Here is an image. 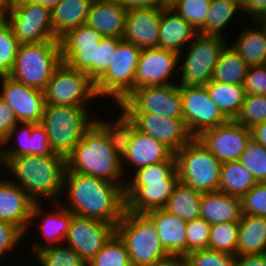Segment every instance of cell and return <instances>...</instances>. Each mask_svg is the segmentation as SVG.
I'll use <instances>...</instances> for the list:
<instances>
[{
    "instance_id": "6da1fadb",
    "label": "cell",
    "mask_w": 266,
    "mask_h": 266,
    "mask_svg": "<svg viewBox=\"0 0 266 266\" xmlns=\"http://www.w3.org/2000/svg\"><path fill=\"white\" fill-rule=\"evenodd\" d=\"M64 188L70 200L65 208L73 215L114 226L124 215L125 190L120 184L66 169Z\"/></svg>"
},
{
    "instance_id": "30bf717a",
    "label": "cell",
    "mask_w": 266,
    "mask_h": 266,
    "mask_svg": "<svg viewBox=\"0 0 266 266\" xmlns=\"http://www.w3.org/2000/svg\"><path fill=\"white\" fill-rule=\"evenodd\" d=\"M7 22L20 44L59 41L54 34L51 9L27 1H12Z\"/></svg>"
},
{
    "instance_id": "5bb4252c",
    "label": "cell",
    "mask_w": 266,
    "mask_h": 266,
    "mask_svg": "<svg viewBox=\"0 0 266 266\" xmlns=\"http://www.w3.org/2000/svg\"><path fill=\"white\" fill-rule=\"evenodd\" d=\"M103 36L87 24L68 30L59 38L62 62L84 72L93 81V64L95 63V46Z\"/></svg>"
},
{
    "instance_id": "681fc988",
    "label": "cell",
    "mask_w": 266,
    "mask_h": 266,
    "mask_svg": "<svg viewBox=\"0 0 266 266\" xmlns=\"http://www.w3.org/2000/svg\"><path fill=\"white\" fill-rule=\"evenodd\" d=\"M186 258L188 266H236V256L212 249L191 252Z\"/></svg>"
},
{
    "instance_id": "2e32d148",
    "label": "cell",
    "mask_w": 266,
    "mask_h": 266,
    "mask_svg": "<svg viewBox=\"0 0 266 266\" xmlns=\"http://www.w3.org/2000/svg\"><path fill=\"white\" fill-rule=\"evenodd\" d=\"M251 137L250 128L234 120L204 131L197 138L221 162L239 160Z\"/></svg>"
},
{
    "instance_id": "ab89813d",
    "label": "cell",
    "mask_w": 266,
    "mask_h": 266,
    "mask_svg": "<svg viewBox=\"0 0 266 266\" xmlns=\"http://www.w3.org/2000/svg\"><path fill=\"white\" fill-rule=\"evenodd\" d=\"M55 213L52 212L43 216L42 224L37 226L41 228V232L46 241L50 242L48 245H55L57 242L64 241L69 231L70 223L72 220L73 214L65 208V206H56Z\"/></svg>"
},
{
    "instance_id": "f907efd6",
    "label": "cell",
    "mask_w": 266,
    "mask_h": 266,
    "mask_svg": "<svg viewBox=\"0 0 266 266\" xmlns=\"http://www.w3.org/2000/svg\"><path fill=\"white\" fill-rule=\"evenodd\" d=\"M242 214L266 217V182L256 183L241 197Z\"/></svg>"
},
{
    "instance_id": "83f0119b",
    "label": "cell",
    "mask_w": 266,
    "mask_h": 266,
    "mask_svg": "<svg viewBox=\"0 0 266 266\" xmlns=\"http://www.w3.org/2000/svg\"><path fill=\"white\" fill-rule=\"evenodd\" d=\"M266 254V217L242 214L236 256Z\"/></svg>"
},
{
    "instance_id": "cb8c5ba5",
    "label": "cell",
    "mask_w": 266,
    "mask_h": 266,
    "mask_svg": "<svg viewBox=\"0 0 266 266\" xmlns=\"http://www.w3.org/2000/svg\"><path fill=\"white\" fill-rule=\"evenodd\" d=\"M153 221L160 241L170 255L187 256V221L168 213L165 209H153L145 212Z\"/></svg>"
},
{
    "instance_id": "f6af8a7d",
    "label": "cell",
    "mask_w": 266,
    "mask_h": 266,
    "mask_svg": "<svg viewBox=\"0 0 266 266\" xmlns=\"http://www.w3.org/2000/svg\"><path fill=\"white\" fill-rule=\"evenodd\" d=\"M234 121L250 129L254 125L266 121V95L246 94Z\"/></svg>"
},
{
    "instance_id": "44dd1931",
    "label": "cell",
    "mask_w": 266,
    "mask_h": 266,
    "mask_svg": "<svg viewBox=\"0 0 266 266\" xmlns=\"http://www.w3.org/2000/svg\"><path fill=\"white\" fill-rule=\"evenodd\" d=\"M162 9L136 8L126 16L123 40L141 49L158 48Z\"/></svg>"
},
{
    "instance_id": "f5cc1de1",
    "label": "cell",
    "mask_w": 266,
    "mask_h": 266,
    "mask_svg": "<svg viewBox=\"0 0 266 266\" xmlns=\"http://www.w3.org/2000/svg\"><path fill=\"white\" fill-rule=\"evenodd\" d=\"M243 86L246 94L266 95V65L250 66Z\"/></svg>"
},
{
    "instance_id": "8fae6325",
    "label": "cell",
    "mask_w": 266,
    "mask_h": 266,
    "mask_svg": "<svg viewBox=\"0 0 266 266\" xmlns=\"http://www.w3.org/2000/svg\"><path fill=\"white\" fill-rule=\"evenodd\" d=\"M97 97L94 82L84 72L62 62L44 90L45 104L86 107L87 101Z\"/></svg>"
},
{
    "instance_id": "9a60e30c",
    "label": "cell",
    "mask_w": 266,
    "mask_h": 266,
    "mask_svg": "<svg viewBox=\"0 0 266 266\" xmlns=\"http://www.w3.org/2000/svg\"><path fill=\"white\" fill-rule=\"evenodd\" d=\"M115 232L112 224L73 215L65 240L88 263Z\"/></svg>"
},
{
    "instance_id": "836d02e7",
    "label": "cell",
    "mask_w": 266,
    "mask_h": 266,
    "mask_svg": "<svg viewBox=\"0 0 266 266\" xmlns=\"http://www.w3.org/2000/svg\"><path fill=\"white\" fill-rule=\"evenodd\" d=\"M256 183L251 172L239 160L222 163L219 184L220 192L241 198Z\"/></svg>"
},
{
    "instance_id": "7bdbcfd3",
    "label": "cell",
    "mask_w": 266,
    "mask_h": 266,
    "mask_svg": "<svg viewBox=\"0 0 266 266\" xmlns=\"http://www.w3.org/2000/svg\"><path fill=\"white\" fill-rule=\"evenodd\" d=\"M239 161L252 174L257 183L266 182V147L252 137L245 144V151Z\"/></svg>"
},
{
    "instance_id": "680465c9",
    "label": "cell",
    "mask_w": 266,
    "mask_h": 266,
    "mask_svg": "<svg viewBox=\"0 0 266 266\" xmlns=\"http://www.w3.org/2000/svg\"><path fill=\"white\" fill-rule=\"evenodd\" d=\"M152 266H188L186 256L168 255L156 261Z\"/></svg>"
},
{
    "instance_id": "c3c4849f",
    "label": "cell",
    "mask_w": 266,
    "mask_h": 266,
    "mask_svg": "<svg viewBox=\"0 0 266 266\" xmlns=\"http://www.w3.org/2000/svg\"><path fill=\"white\" fill-rule=\"evenodd\" d=\"M122 39L103 37L98 46H95V63L93 64V82L95 83L109 68L117 51L118 43Z\"/></svg>"
},
{
    "instance_id": "d6986e66",
    "label": "cell",
    "mask_w": 266,
    "mask_h": 266,
    "mask_svg": "<svg viewBox=\"0 0 266 266\" xmlns=\"http://www.w3.org/2000/svg\"><path fill=\"white\" fill-rule=\"evenodd\" d=\"M180 55L161 48H144L140 52L135 73V89L145 86L168 85Z\"/></svg>"
},
{
    "instance_id": "11a10c76",
    "label": "cell",
    "mask_w": 266,
    "mask_h": 266,
    "mask_svg": "<svg viewBox=\"0 0 266 266\" xmlns=\"http://www.w3.org/2000/svg\"><path fill=\"white\" fill-rule=\"evenodd\" d=\"M116 1L128 11L136 8L164 9L169 6V0H116Z\"/></svg>"
},
{
    "instance_id": "d590c367",
    "label": "cell",
    "mask_w": 266,
    "mask_h": 266,
    "mask_svg": "<svg viewBox=\"0 0 266 266\" xmlns=\"http://www.w3.org/2000/svg\"><path fill=\"white\" fill-rule=\"evenodd\" d=\"M232 48L249 66L266 63V34L261 28L243 30Z\"/></svg>"
},
{
    "instance_id": "f546056e",
    "label": "cell",
    "mask_w": 266,
    "mask_h": 266,
    "mask_svg": "<svg viewBox=\"0 0 266 266\" xmlns=\"http://www.w3.org/2000/svg\"><path fill=\"white\" fill-rule=\"evenodd\" d=\"M93 0H62L51 9L54 34L60 38L68 30L86 24Z\"/></svg>"
},
{
    "instance_id": "603a6c76",
    "label": "cell",
    "mask_w": 266,
    "mask_h": 266,
    "mask_svg": "<svg viewBox=\"0 0 266 266\" xmlns=\"http://www.w3.org/2000/svg\"><path fill=\"white\" fill-rule=\"evenodd\" d=\"M127 12L116 0H93L86 24L103 37L123 39Z\"/></svg>"
},
{
    "instance_id": "f1b7e54d",
    "label": "cell",
    "mask_w": 266,
    "mask_h": 266,
    "mask_svg": "<svg viewBox=\"0 0 266 266\" xmlns=\"http://www.w3.org/2000/svg\"><path fill=\"white\" fill-rule=\"evenodd\" d=\"M24 125L23 128L18 132L20 146L13 147V149H3L0 146L1 158H15L23 155H38L46 156L52 155L53 152L50 148L48 135L44 127L39 123H20ZM21 138V139H20Z\"/></svg>"
},
{
    "instance_id": "74e56055",
    "label": "cell",
    "mask_w": 266,
    "mask_h": 266,
    "mask_svg": "<svg viewBox=\"0 0 266 266\" xmlns=\"http://www.w3.org/2000/svg\"><path fill=\"white\" fill-rule=\"evenodd\" d=\"M41 245L36 243L33 250L42 266H87V263L70 246Z\"/></svg>"
},
{
    "instance_id": "9f6ffc18",
    "label": "cell",
    "mask_w": 266,
    "mask_h": 266,
    "mask_svg": "<svg viewBox=\"0 0 266 266\" xmlns=\"http://www.w3.org/2000/svg\"><path fill=\"white\" fill-rule=\"evenodd\" d=\"M241 9L247 13L252 20L266 14V0H240Z\"/></svg>"
},
{
    "instance_id": "4dcf8cb0",
    "label": "cell",
    "mask_w": 266,
    "mask_h": 266,
    "mask_svg": "<svg viewBox=\"0 0 266 266\" xmlns=\"http://www.w3.org/2000/svg\"><path fill=\"white\" fill-rule=\"evenodd\" d=\"M119 107L122 111L120 117L116 120L117 122L110 124V122L94 119V123L107 136L115 153L123 160L122 158L127 154L137 126L130 113L120 104Z\"/></svg>"
},
{
    "instance_id": "5b68a950",
    "label": "cell",
    "mask_w": 266,
    "mask_h": 266,
    "mask_svg": "<svg viewBox=\"0 0 266 266\" xmlns=\"http://www.w3.org/2000/svg\"><path fill=\"white\" fill-rule=\"evenodd\" d=\"M116 233L128 250L132 266H152L170 255L160 241L153 221L145 213L125 209L116 225Z\"/></svg>"
},
{
    "instance_id": "277c9868",
    "label": "cell",
    "mask_w": 266,
    "mask_h": 266,
    "mask_svg": "<svg viewBox=\"0 0 266 266\" xmlns=\"http://www.w3.org/2000/svg\"><path fill=\"white\" fill-rule=\"evenodd\" d=\"M88 107L45 104L41 125L47 132L53 153L67 157L84 133L94 124Z\"/></svg>"
},
{
    "instance_id": "6125c7cd",
    "label": "cell",
    "mask_w": 266,
    "mask_h": 266,
    "mask_svg": "<svg viewBox=\"0 0 266 266\" xmlns=\"http://www.w3.org/2000/svg\"><path fill=\"white\" fill-rule=\"evenodd\" d=\"M12 1H27L30 3L40 4L42 6L52 9L62 0H12Z\"/></svg>"
},
{
    "instance_id": "7a4b0ae2",
    "label": "cell",
    "mask_w": 266,
    "mask_h": 266,
    "mask_svg": "<svg viewBox=\"0 0 266 266\" xmlns=\"http://www.w3.org/2000/svg\"><path fill=\"white\" fill-rule=\"evenodd\" d=\"M1 162L17 177L21 182L19 186L35 203L43 197L57 204V198L64 189L66 157L56 153L46 156L23 155L1 158Z\"/></svg>"
},
{
    "instance_id": "9c48e42d",
    "label": "cell",
    "mask_w": 266,
    "mask_h": 266,
    "mask_svg": "<svg viewBox=\"0 0 266 266\" xmlns=\"http://www.w3.org/2000/svg\"><path fill=\"white\" fill-rule=\"evenodd\" d=\"M190 42L188 53L181 66V83L179 85L200 86L212 80L215 65L222 50L225 38L219 35H203L198 33Z\"/></svg>"
},
{
    "instance_id": "60d3db41",
    "label": "cell",
    "mask_w": 266,
    "mask_h": 266,
    "mask_svg": "<svg viewBox=\"0 0 266 266\" xmlns=\"http://www.w3.org/2000/svg\"><path fill=\"white\" fill-rule=\"evenodd\" d=\"M179 180L175 155L165 162L139 168L126 186H144L147 182Z\"/></svg>"
},
{
    "instance_id": "6f0895ef",
    "label": "cell",
    "mask_w": 266,
    "mask_h": 266,
    "mask_svg": "<svg viewBox=\"0 0 266 266\" xmlns=\"http://www.w3.org/2000/svg\"><path fill=\"white\" fill-rule=\"evenodd\" d=\"M236 266H266V254L236 256Z\"/></svg>"
},
{
    "instance_id": "ac0fdd59",
    "label": "cell",
    "mask_w": 266,
    "mask_h": 266,
    "mask_svg": "<svg viewBox=\"0 0 266 266\" xmlns=\"http://www.w3.org/2000/svg\"><path fill=\"white\" fill-rule=\"evenodd\" d=\"M41 204L35 203L19 184L0 180V220L13 224L23 234L35 217L43 213Z\"/></svg>"
},
{
    "instance_id": "ee69618b",
    "label": "cell",
    "mask_w": 266,
    "mask_h": 266,
    "mask_svg": "<svg viewBox=\"0 0 266 266\" xmlns=\"http://www.w3.org/2000/svg\"><path fill=\"white\" fill-rule=\"evenodd\" d=\"M20 43L12 26L6 21L0 24V76H8L14 66Z\"/></svg>"
},
{
    "instance_id": "91938a15",
    "label": "cell",
    "mask_w": 266,
    "mask_h": 266,
    "mask_svg": "<svg viewBox=\"0 0 266 266\" xmlns=\"http://www.w3.org/2000/svg\"><path fill=\"white\" fill-rule=\"evenodd\" d=\"M250 130L251 137L266 147V121L254 125Z\"/></svg>"
},
{
    "instance_id": "bcb514c9",
    "label": "cell",
    "mask_w": 266,
    "mask_h": 266,
    "mask_svg": "<svg viewBox=\"0 0 266 266\" xmlns=\"http://www.w3.org/2000/svg\"><path fill=\"white\" fill-rule=\"evenodd\" d=\"M211 0H169V6L197 31L205 24Z\"/></svg>"
},
{
    "instance_id": "484cf974",
    "label": "cell",
    "mask_w": 266,
    "mask_h": 266,
    "mask_svg": "<svg viewBox=\"0 0 266 266\" xmlns=\"http://www.w3.org/2000/svg\"><path fill=\"white\" fill-rule=\"evenodd\" d=\"M200 217L211 225L240 221L241 198L220 191L202 193Z\"/></svg>"
},
{
    "instance_id": "7c38bea8",
    "label": "cell",
    "mask_w": 266,
    "mask_h": 266,
    "mask_svg": "<svg viewBox=\"0 0 266 266\" xmlns=\"http://www.w3.org/2000/svg\"><path fill=\"white\" fill-rule=\"evenodd\" d=\"M184 123L193 138L229 119L211 99L205 85H180Z\"/></svg>"
},
{
    "instance_id": "d6a6232c",
    "label": "cell",
    "mask_w": 266,
    "mask_h": 266,
    "mask_svg": "<svg viewBox=\"0 0 266 266\" xmlns=\"http://www.w3.org/2000/svg\"><path fill=\"white\" fill-rule=\"evenodd\" d=\"M202 193L178 182L163 209L185 221L200 217Z\"/></svg>"
},
{
    "instance_id": "3957f363",
    "label": "cell",
    "mask_w": 266,
    "mask_h": 266,
    "mask_svg": "<svg viewBox=\"0 0 266 266\" xmlns=\"http://www.w3.org/2000/svg\"><path fill=\"white\" fill-rule=\"evenodd\" d=\"M121 161L107 136L95 123L66 157L67 170L120 184L125 189L127 182H118L124 171Z\"/></svg>"
},
{
    "instance_id": "f35d334b",
    "label": "cell",
    "mask_w": 266,
    "mask_h": 266,
    "mask_svg": "<svg viewBox=\"0 0 266 266\" xmlns=\"http://www.w3.org/2000/svg\"><path fill=\"white\" fill-rule=\"evenodd\" d=\"M87 266H132L128 250L115 232Z\"/></svg>"
},
{
    "instance_id": "ffe728a7",
    "label": "cell",
    "mask_w": 266,
    "mask_h": 266,
    "mask_svg": "<svg viewBox=\"0 0 266 266\" xmlns=\"http://www.w3.org/2000/svg\"><path fill=\"white\" fill-rule=\"evenodd\" d=\"M137 130L150 135L168 147L174 154L193 137L183 119L166 118L153 113H130Z\"/></svg>"
},
{
    "instance_id": "b9f144b4",
    "label": "cell",
    "mask_w": 266,
    "mask_h": 266,
    "mask_svg": "<svg viewBox=\"0 0 266 266\" xmlns=\"http://www.w3.org/2000/svg\"><path fill=\"white\" fill-rule=\"evenodd\" d=\"M239 221L211 225L209 249L236 256Z\"/></svg>"
},
{
    "instance_id": "8992f818",
    "label": "cell",
    "mask_w": 266,
    "mask_h": 266,
    "mask_svg": "<svg viewBox=\"0 0 266 266\" xmlns=\"http://www.w3.org/2000/svg\"><path fill=\"white\" fill-rule=\"evenodd\" d=\"M61 63L60 41L20 44L8 76L26 86L44 91Z\"/></svg>"
},
{
    "instance_id": "7402d4cb",
    "label": "cell",
    "mask_w": 266,
    "mask_h": 266,
    "mask_svg": "<svg viewBox=\"0 0 266 266\" xmlns=\"http://www.w3.org/2000/svg\"><path fill=\"white\" fill-rule=\"evenodd\" d=\"M179 180L147 182L144 186H125L126 210L145 213L164 208Z\"/></svg>"
},
{
    "instance_id": "be15d7a7",
    "label": "cell",
    "mask_w": 266,
    "mask_h": 266,
    "mask_svg": "<svg viewBox=\"0 0 266 266\" xmlns=\"http://www.w3.org/2000/svg\"><path fill=\"white\" fill-rule=\"evenodd\" d=\"M256 23L257 21L260 22L259 25H260V28L264 31V33L266 34V14H263L261 15L260 17H258L257 19H255ZM262 26V27H261Z\"/></svg>"
},
{
    "instance_id": "8d00e7d4",
    "label": "cell",
    "mask_w": 266,
    "mask_h": 266,
    "mask_svg": "<svg viewBox=\"0 0 266 266\" xmlns=\"http://www.w3.org/2000/svg\"><path fill=\"white\" fill-rule=\"evenodd\" d=\"M241 11L240 0H211L205 24L198 30L203 35H223V27Z\"/></svg>"
},
{
    "instance_id": "e575fe53",
    "label": "cell",
    "mask_w": 266,
    "mask_h": 266,
    "mask_svg": "<svg viewBox=\"0 0 266 266\" xmlns=\"http://www.w3.org/2000/svg\"><path fill=\"white\" fill-rule=\"evenodd\" d=\"M249 67L232 46H225L215 65L212 80L243 85Z\"/></svg>"
},
{
    "instance_id": "db71d44e",
    "label": "cell",
    "mask_w": 266,
    "mask_h": 266,
    "mask_svg": "<svg viewBox=\"0 0 266 266\" xmlns=\"http://www.w3.org/2000/svg\"><path fill=\"white\" fill-rule=\"evenodd\" d=\"M23 235L13 224L0 220V256L12 249Z\"/></svg>"
},
{
    "instance_id": "4fadbf2b",
    "label": "cell",
    "mask_w": 266,
    "mask_h": 266,
    "mask_svg": "<svg viewBox=\"0 0 266 266\" xmlns=\"http://www.w3.org/2000/svg\"><path fill=\"white\" fill-rule=\"evenodd\" d=\"M120 105L129 113H153L183 119L180 85L174 83L134 89Z\"/></svg>"
},
{
    "instance_id": "816d5d0a",
    "label": "cell",
    "mask_w": 266,
    "mask_h": 266,
    "mask_svg": "<svg viewBox=\"0 0 266 266\" xmlns=\"http://www.w3.org/2000/svg\"><path fill=\"white\" fill-rule=\"evenodd\" d=\"M19 122L9 107L0 97V146L5 145L19 130Z\"/></svg>"
},
{
    "instance_id": "1f68e13d",
    "label": "cell",
    "mask_w": 266,
    "mask_h": 266,
    "mask_svg": "<svg viewBox=\"0 0 266 266\" xmlns=\"http://www.w3.org/2000/svg\"><path fill=\"white\" fill-rule=\"evenodd\" d=\"M206 88L211 99L221 112L229 119L234 120L245 100V89L242 84H229L211 80Z\"/></svg>"
},
{
    "instance_id": "d4e9b609",
    "label": "cell",
    "mask_w": 266,
    "mask_h": 266,
    "mask_svg": "<svg viewBox=\"0 0 266 266\" xmlns=\"http://www.w3.org/2000/svg\"><path fill=\"white\" fill-rule=\"evenodd\" d=\"M198 31L170 6L162 9L158 48L181 55L186 43L193 41Z\"/></svg>"
},
{
    "instance_id": "94428289",
    "label": "cell",
    "mask_w": 266,
    "mask_h": 266,
    "mask_svg": "<svg viewBox=\"0 0 266 266\" xmlns=\"http://www.w3.org/2000/svg\"><path fill=\"white\" fill-rule=\"evenodd\" d=\"M12 0H0V19L2 21H6L10 7H11ZM8 11V12H7ZM8 13V14H6Z\"/></svg>"
},
{
    "instance_id": "ba28073f",
    "label": "cell",
    "mask_w": 266,
    "mask_h": 266,
    "mask_svg": "<svg viewBox=\"0 0 266 266\" xmlns=\"http://www.w3.org/2000/svg\"><path fill=\"white\" fill-rule=\"evenodd\" d=\"M141 48L125 40L118 43L112 64L94 83L96 95H109L118 105L135 89V73Z\"/></svg>"
},
{
    "instance_id": "4316f807",
    "label": "cell",
    "mask_w": 266,
    "mask_h": 266,
    "mask_svg": "<svg viewBox=\"0 0 266 266\" xmlns=\"http://www.w3.org/2000/svg\"><path fill=\"white\" fill-rule=\"evenodd\" d=\"M175 154L160 141L136 130L124 160L137 169L169 161Z\"/></svg>"
},
{
    "instance_id": "7dc6e473",
    "label": "cell",
    "mask_w": 266,
    "mask_h": 266,
    "mask_svg": "<svg viewBox=\"0 0 266 266\" xmlns=\"http://www.w3.org/2000/svg\"><path fill=\"white\" fill-rule=\"evenodd\" d=\"M211 224L199 217L186 224L187 255L191 252L209 249Z\"/></svg>"
},
{
    "instance_id": "52a82bcc",
    "label": "cell",
    "mask_w": 266,
    "mask_h": 266,
    "mask_svg": "<svg viewBox=\"0 0 266 266\" xmlns=\"http://www.w3.org/2000/svg\"><path fill=\"white\" fill-rule=\"evenodd\" d=\"M175 157L179 182L201 193L219 191L222 163L198 138L187 142Z\"/></svg>"
},
{
    "instance_id": "e0dca14e",
    "label": "cell",
    "mask_w": 266,
    "mask_h": 266,
    "mask_svg": "<svg viewBox=\"0 0 266 266\" xmlns=\"http://www.w3.org/2000/svg\"><path fill=\"white\" fill-rule=\"evenodd\" d=\"M0 97L9 105L19 123L39 124L45 105L44 91L26 86L10 76H0Z\"/></svg>"
}]
</instances>
